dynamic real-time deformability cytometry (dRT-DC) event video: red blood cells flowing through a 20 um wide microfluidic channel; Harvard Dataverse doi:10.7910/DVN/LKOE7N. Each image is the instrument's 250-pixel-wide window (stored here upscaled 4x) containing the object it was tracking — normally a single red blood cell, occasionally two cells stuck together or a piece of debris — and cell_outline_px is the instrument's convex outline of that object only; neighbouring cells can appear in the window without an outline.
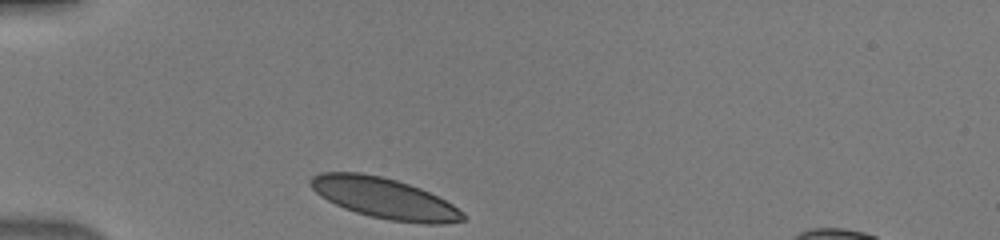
{"species": "human", "species_latin": "Homo sapiens", "temperature_condition": "warm", "stored_images_in_passage": 30, "camera_frame_rate_fps": 3000, "um_per_image_px": 0.085, "donor": {"sex": "male"}, "frame": {"image": 1, "passage_image": 1, "time_ms": 0.0, "image_size_px": [1000, 240], "cell_outline_px": [[464, 220], [444, 224], [424, 224], [392, 220], [372, 216], [356, 212], [344, 208], [320, 196], [308, 184], [308, 180], [312, 176], [320, 172], [360, 172], [380, 176], [396, 180], [420, 188], [452, 204], [464, 212]], "centroid_in_image_um": [32.65, 16.84], "position_along_channel_um": 52.4, "area_um2": 35.84}}
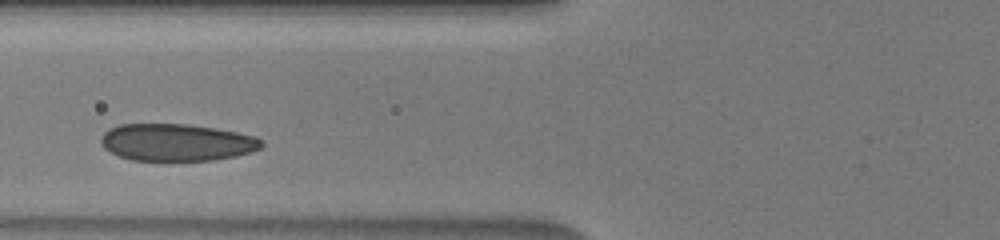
{"frame": {"image": 2, "passage_image": 7, "time_ms": 2.0, "image_size_px": [1000, 240], "cell_outline_px": [[264, 144], [260, 148], [252, 152], [236, 156], [212, 160], [132, 160], [120, 156], [104, 148], [100, 144], [100, 140], [104, 132], [108, 128], [120, 124], [188, 124], [216, 128], [256, 136], [264, 140]], "centroid_in_image_um": [15.03, 12.09], "position_along_channel_um": 110.8, "area_um2": 34.91}}
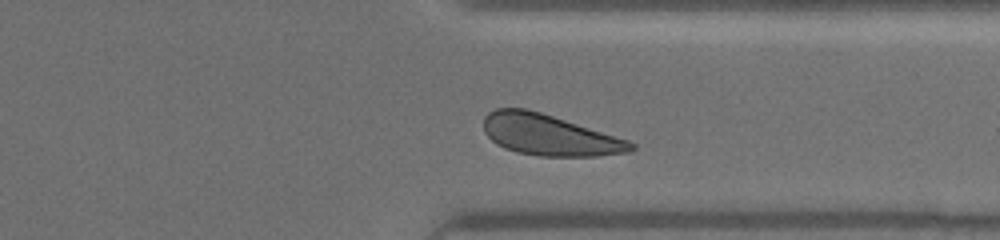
{"frame": {"image": 3, "passage_image": 26, "time_ms": 8.333, "image_size_px": [1000, 240], "cell_outline_px": [[636, 148], [628, 152], [596, 156], [540, 156], [516, 152], [504, 148], [496, 144], [484, 132], [484, 116], [488, 112], [496, 108], [528, 108], [628, 140], [636, 144]], "centroid_in_image_um": [46.66, 11.47], "position_along_channel_um": 364.7, "area_um2": 35.08}}